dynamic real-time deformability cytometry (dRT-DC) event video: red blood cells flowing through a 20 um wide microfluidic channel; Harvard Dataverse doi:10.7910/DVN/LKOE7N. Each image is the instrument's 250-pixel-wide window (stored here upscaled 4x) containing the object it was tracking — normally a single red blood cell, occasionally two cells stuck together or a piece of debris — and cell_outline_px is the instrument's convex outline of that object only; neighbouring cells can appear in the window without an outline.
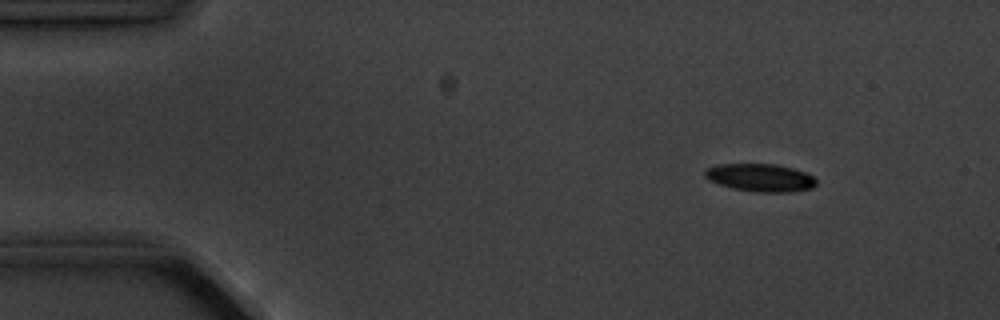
{"species": "common noctule bat (a hibernating species)", "species_latin": "Nyctalus noctula", "temperature_condition": "cold", "stored_images_in_passage": 5, "camera_frame_rate_fps": 3000, "um_per_image_px": 0.085, "animal": {"sex": "male", "body_mass_g": 20.1, "forearm_length_mm": 53.5}, "frame": {"image": 1, "passage_image": 2, "time_ms": 1.333, "image_size_px": [1000, 320], "cell_outline_px": [[816, 184], [812, 188], [792, 192], [756, 192], [732, 188], [708, 180], [704, 176], [704, 172], [708, 168], [720, 164], [776, 164], [792, 168], [804, 172], [812, 176], [816, 180]], "centroid_in_image_um": [64.63, 15.1], "position_along_channel_um": 20.4, "area_um2": 17.98}}
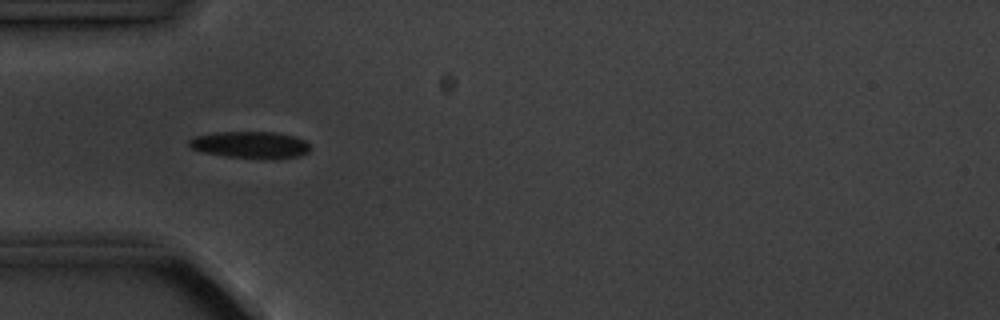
{"frame": {"image": 2, "passage_image": 5, "time_ms": 4.667, "image_size_px": [1000, 320], "cell_outline_px": [[308, 152], [300, 156], [272, 160], [224, 156], [204, 152], [192, 148], [188, 144], [188, 140], [192, 136], [216, 132], [276, 132], [296, 136], [304, 140], [308, 144]], "centroid_in_image_um": [21.28, 12.32], "position_along_channel_um": 63.7, "area_um2": 19.25}}